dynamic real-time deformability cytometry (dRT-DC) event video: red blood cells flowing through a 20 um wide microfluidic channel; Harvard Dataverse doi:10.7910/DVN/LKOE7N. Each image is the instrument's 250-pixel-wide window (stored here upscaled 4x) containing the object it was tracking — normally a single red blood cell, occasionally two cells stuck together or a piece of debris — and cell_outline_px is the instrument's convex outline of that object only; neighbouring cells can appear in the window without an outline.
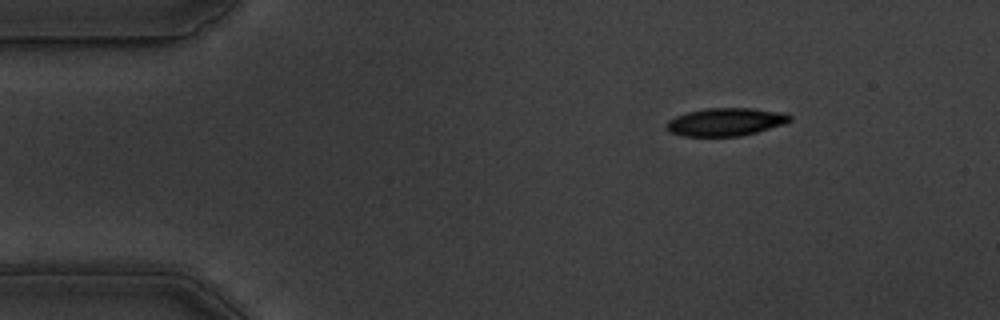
{"species": "common noctule bat (a hibernating species)", "species_latin": "Nyctalus noctula", "temperature_condition": "warm", "stored_images_in_passage": 48, "camera_frame_rate_fps": 3000, "um_per_image_px": 0.085, "animal": {"sex": "male", "body_mass_g": 19.5, "forearm_length_mm": 54.6}, "frame": {"image": 1, "passage_image": 1, "time_ms": 0.0, "image_size_px": [1000, 320], "cell_outline_px": [[792, 120], [784, 124], [756, 132], [740, 136], [680, 136], [668, 132], [664, 124], [668, 120], [676, 116], [688, 112], [708, 108], [752, 108], [788, 112], [792, 116]], "centroid_in_image_um": [61.69, 10.36], "position_along_channel_um": 23.3, "area_um2": 20.35}}
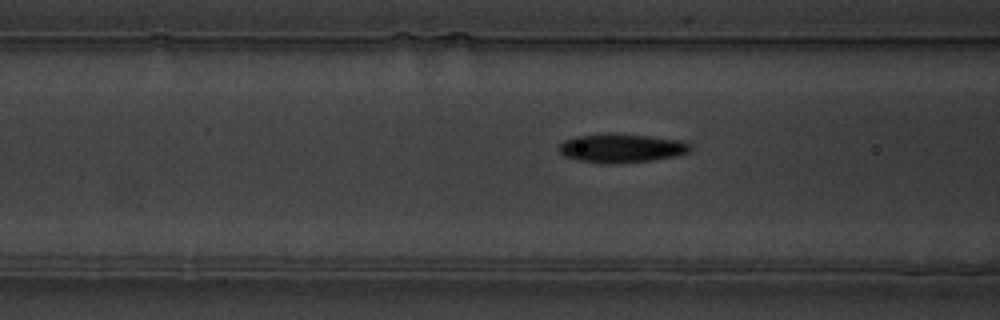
{"frame": {"image": 2, "passage_image": 14, "time_ms": 4.333, "image_size_px": [1000, 320], "cell_outline_px": [[692, 148], [688, 152], [676, 156], [652, 160], [616, 164], [600, 164], [576, 160], [564, 156], [556, 148], [564, 140], [576, 136], [604, 132], [616, 132], [680, 140], [692, 144]], "centroid_in_image_um": [52.77, 12.58], "position_along_channel_um": 113.8, "area_um2": 22.72}}
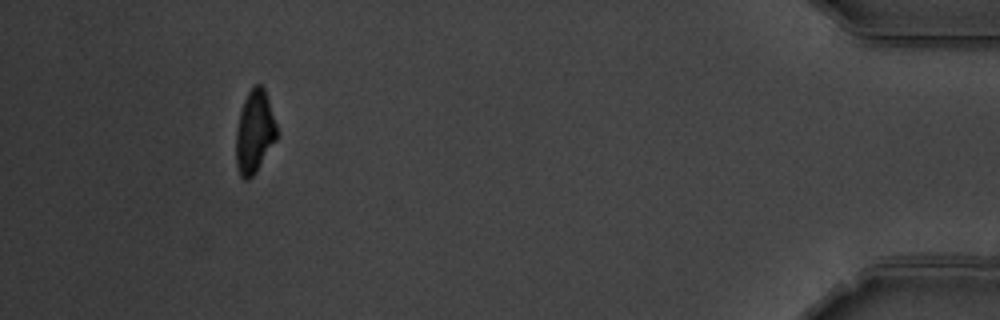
{"frame": {"image": 3, "passage_image": 44, "time_ms": 14.333, "image_size_px": [1000, 320], "cell_outline_px": [[276, 140], [256, 172], [248, 180], [244, 180], [240, 176], [236, 164], [236, 128], [240, 112], [244, 100], [252, 84], [260, 84], [264, 88], [276, 124]], "centroid_in_image_um": [21.61, 11.21], "position_along_channel_um": 413.6, "area_um2": 19.59}, "authors_computed_cell_mechanics": {"area_um2": 21.0392, "velocity_mm_per_s": 3.6623, "shape_relaxation_time_tau1_ms": 2.9841, "shape_relaxation_time_tau2_ms": 3.1277, "deformation_change_tau1": 0.1461, "deformation_change_tau2": 0.1047}}